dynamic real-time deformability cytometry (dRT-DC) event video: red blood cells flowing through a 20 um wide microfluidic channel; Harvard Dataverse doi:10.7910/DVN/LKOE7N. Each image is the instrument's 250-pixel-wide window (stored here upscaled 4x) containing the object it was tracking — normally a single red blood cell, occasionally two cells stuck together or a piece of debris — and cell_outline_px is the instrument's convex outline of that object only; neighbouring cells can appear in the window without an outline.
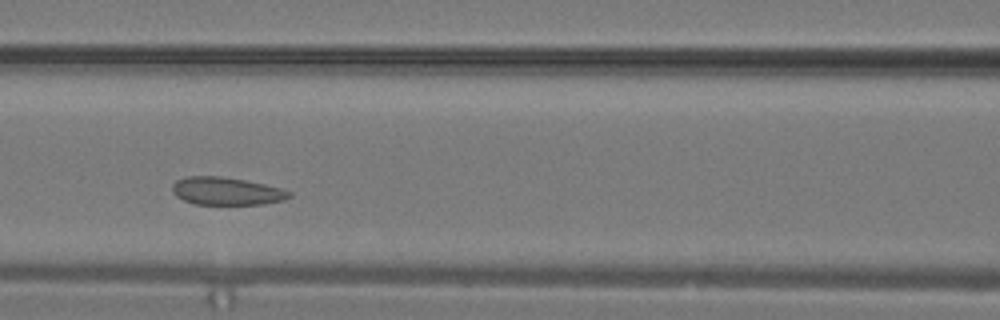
{"species": "common noctule bat (a hibernating species)", "species_latin": "Nyctalus noctula", "temperature_condition": "warm", "stored_images_in_passage": 13, "camera_frame_rate_fps": 3000, "um_per_image_px": 0.085, "animal": {"sex": "male", "body_mass_g": 19.2, "forearm_length_mm": 51.8}, "frame": {"image": 1, "passage_image": 6, "time_ms": 1.667, "image_size_px": [1000, 320], "cell_outline_px": [[292, 196], [284, 200], [264, 204], [196, 204], [184, 200], [176, 196], [172, 192], [172, 184], [176, 180], [188, 176], [220, 176], [244, 180], [264, 184], [280, 188], [292, 192]], "centroid_in_image_um": [19.25, 16.24], "position_along_channel_um": 147.4, "area_um2": 18.9}}
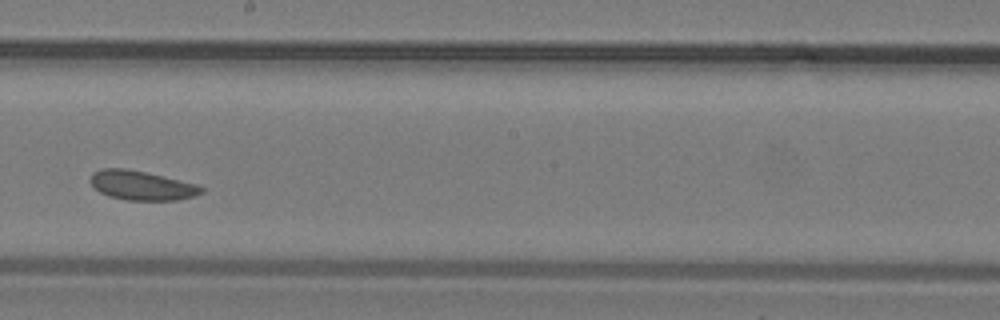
{"frame": {"image": 2, "passage_image": 10, "time_ms": 3.0, "image_size_px": [1000, 320], "cell_outline_px": [[204, 192], [192, 196], [176, 200], [128, 200], [108, 196], [92, 188], [88, 180], [92, 172], [104, 168], [124, 168], [144, 172], [196, 184], [204, 188]], "centroid_in_image_um": [11.96, 15.76], "position_along_channel_um": 236.2, "area_um2": 18.9}}
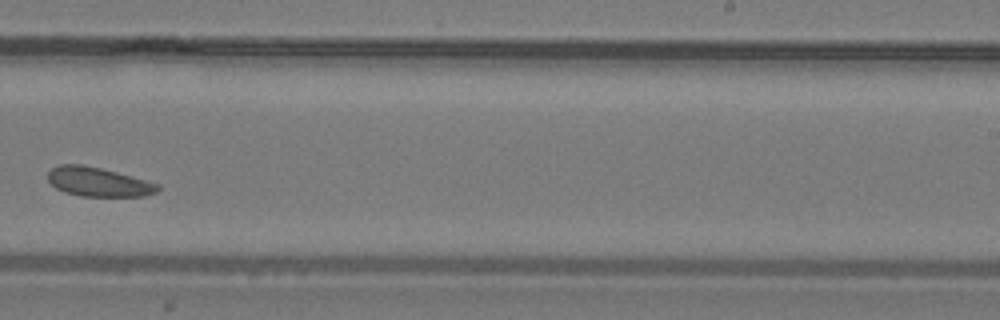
{"frame": {"image": 3, "passage_image": 12, "time_ms": 3.667, "image_size_px": [1000, 320], "cell_outline_px": [[160, 188], [156, 192], [144, 196], [80, 196], [64, 192], [56, 188], [48, 180], [48, 172], [52, 168], [60, 164], [84, 164], [116, 172], [160, 184]], "centroid_in_image_um": [8.34, 15.46], "position_along_channel_um": 280.7, "area_um2": 18.61}}